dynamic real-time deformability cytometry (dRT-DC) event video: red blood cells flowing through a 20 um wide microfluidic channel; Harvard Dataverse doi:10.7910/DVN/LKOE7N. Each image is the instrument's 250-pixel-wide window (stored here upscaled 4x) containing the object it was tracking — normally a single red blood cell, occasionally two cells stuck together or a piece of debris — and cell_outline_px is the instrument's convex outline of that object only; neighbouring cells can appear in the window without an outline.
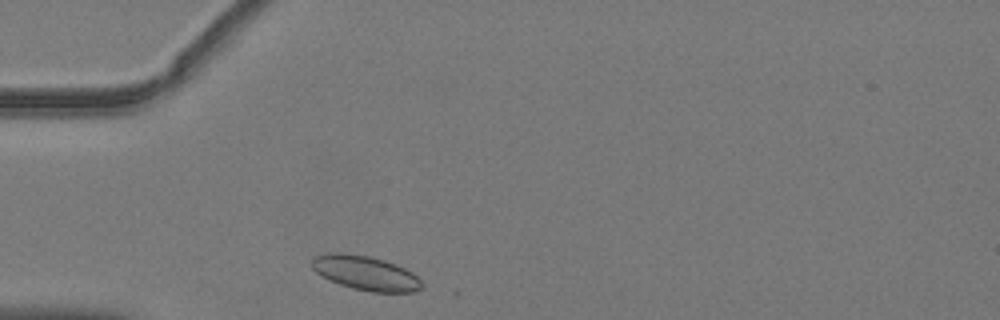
{"species": "common noctule bat (a hibernating species)", "species_latin": "Nyctalus noctula", "temperature_condition": "warm", "stored_images_in_passage": 22, "camera_frame_rate_fps": 3000, "um_per_image_px": 0.085, "animal": {"sex": "male", "body_mass_g": 19.2, "forearm_length_mm": 51.8}, "frame": {"image": 1, "passage_image": 1, "time_ms": 0.0, "image_size_px": [1000, 320], "cell_outline_px": [[420, 288], [412, 292], [372, 292], [352, 288], [340, 284], [316, 272], [312, 268], [312, 260], [316, 256], [336, 252], [344, 252], [368, 256], [384, 260], [396, 264], [412, 272], [420, 280]], "centroid_in_image_um": [31.07, 23.2], "position_along_channel_um": 53.9, "area_um2": 21.62}}
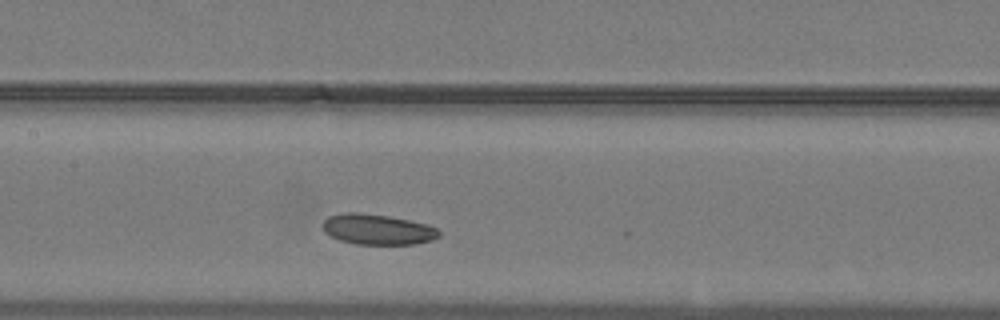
{"frame": {"image": 2, "passage_image": 11, "time_ms": 3.333, "image_size_px": [1000, 320], "cell_outline_px": [[440, 236], [432, 240], [416, 244], [356, 244], [340, 240], [324, 232], [320, 224], [328, 216], [344, 212], [356, 212], [388, 216], [428, 224], [436, 228], [440, 232]], "centroid_in_image_um": [32.07, 19.49], "position_along_channel_um": 175.3, "area_um2": 20.75}}
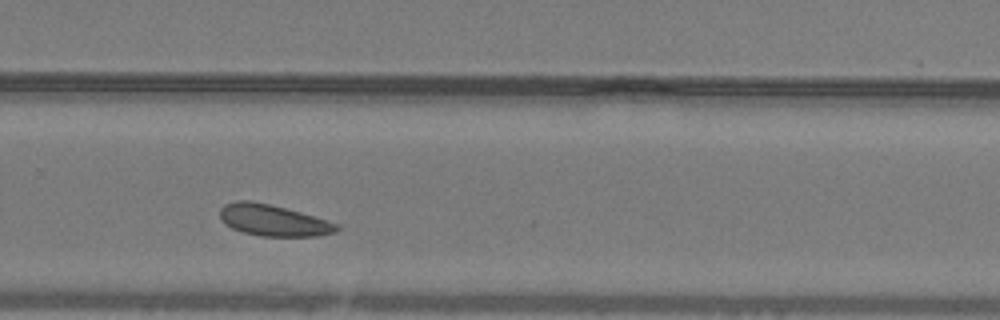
{"frame": {"image": 3, "passage_image": 21, "time_ms": 6.667, "image_size_px": [1000, 320], "cell_outline_px": [[340, 228], [336, 232], [316, 236], [260, 236], [244, 232], [232, 228], [224, 224], [220, 220], [220, 208], [224, 204], [236, 200], [248, 200], [268, 204], [300, 212], [340, 224]], "centroid_in_image_um": [23.21, 18.73], "position_along_channel_um": 306.6, "area_um2": 21.33}}